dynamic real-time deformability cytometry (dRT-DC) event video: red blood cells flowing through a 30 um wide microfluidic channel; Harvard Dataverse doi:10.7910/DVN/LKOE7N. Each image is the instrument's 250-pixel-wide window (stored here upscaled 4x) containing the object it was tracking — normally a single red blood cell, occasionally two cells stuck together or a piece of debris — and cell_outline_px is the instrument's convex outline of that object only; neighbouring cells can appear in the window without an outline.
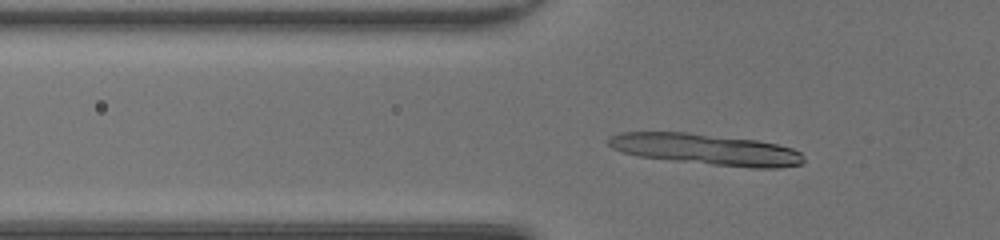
{"species": "common noctule bat (a hibernating species)", "species_latin": "Nyctalus noctula", "temperature_condition": "room temperature", "stored_images_in_passage": 45, "camera_frame_rate_fps": 3000, "um_per_image_px": 0.085, "animal": {"sex": "female", "body_mass_g": 20.0, "forearm_length_mm": 54.0}, "frame": {"image": 1, "passage_image": 14, "time_ms": 4.333, "image_size_px": [1000, 240], "cell_outline_px": [[804, 160], [800, 164], [780, 168], [752, 168], [672, 160], [640, 156], [624, 152], [612, 148], [608, 144], [608, 136], [620, 132], [688, 132], [756, 140], [776, 144], [792, 148], [800, 152], [804, 156]], "centroid_in_image_um": [60.02, 12.69], "position_along_channel_um": 65.8, "area_um2": 35.2}, "authors_computed_cell_mechanics": {"area_um2": 17.5712, "velocity_mm_per_s": 4.3023, "shape_relaxation_time_tau1_ms": 2.3927, "shape_relaxation_time_tau2_ms": 1.5558, "deformation_change_tau1": 0.1241, "deformation_change_tau2": 0.0484}}